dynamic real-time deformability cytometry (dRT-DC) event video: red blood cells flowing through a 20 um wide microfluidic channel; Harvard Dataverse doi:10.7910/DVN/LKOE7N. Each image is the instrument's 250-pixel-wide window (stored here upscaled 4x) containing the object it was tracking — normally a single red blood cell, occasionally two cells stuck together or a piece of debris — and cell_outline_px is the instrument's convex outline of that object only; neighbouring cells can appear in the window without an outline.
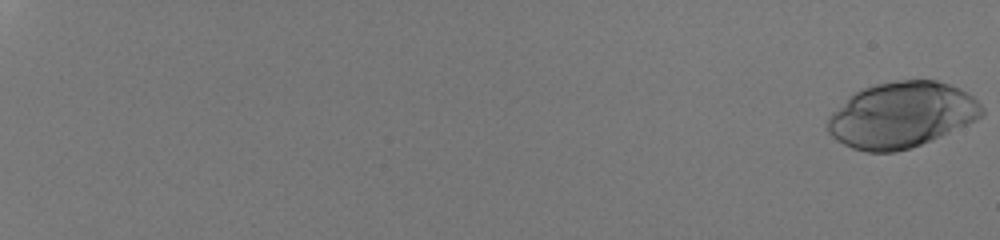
{"species": "human", "species_latin": "Homo sapiens", "temperature_condition": "room temperature", "stored_images_in_passage": 54, "camera_frame_rate_fps": 3000, "um_per_image_px": 0.085, "donor": {"sex": "male"}, "frame": {"image": 1, "passage_image": 1, "time_ms": 0.0, "image_size_px": [1000, 240], "cell_outline_px": [[984, 112], [976, 120], [932, 140], [912, 148], [896, 152], [868, 152], [852, 148], [836, 140], [828, 132], [828, 116], [848, 96], [864, 88], [876, 84], [896, 80], [936, 80], [960, 88], [972, 96], [984, 108]], "centroid_in_image_um": [76.62, 9.77], "position_along_channel_um": 8.4, "area_um2": 59.01}}
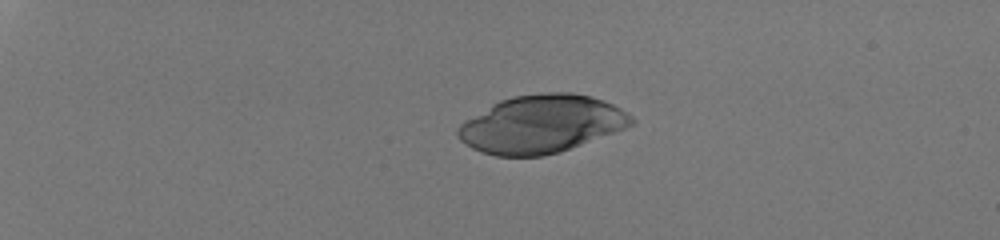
{"frame": {"image": 2, "passage_image": 16, "time_ms": 5.0, "image_size_px": [1000, 240], "cell_outline_px": [[636, 120], [632, 124], [624, 128], [560, 152], [540, 156], [496, 156], [480, 152], [472, 148], [460, 140], [456, 136], [456, 128], [464, 120], [492, 104], [500, 100], [512, 96], [544, 92], [572, 92], [604, 100], [628, 112]], "centroid_in_image_um": [45.98, 10.54], "position_along_channel_um": 39.0, "area_um2": 58.49}}